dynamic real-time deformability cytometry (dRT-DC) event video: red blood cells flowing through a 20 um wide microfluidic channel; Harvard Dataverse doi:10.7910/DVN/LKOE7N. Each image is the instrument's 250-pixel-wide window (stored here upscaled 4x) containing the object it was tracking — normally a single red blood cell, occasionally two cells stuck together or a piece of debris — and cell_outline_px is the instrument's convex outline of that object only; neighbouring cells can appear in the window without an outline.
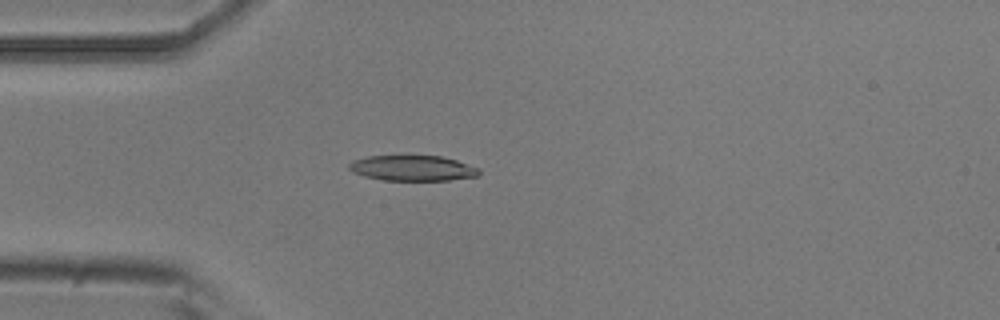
{"species": "common noctule bat (a hibernating species)", "species_latin": "Nyctalus noctula", "temperature_condition": "room temperature", "stored_images_in_passage": 4, "camera_frame_rate_fps": 3000, "um_per_image_px": 0.085, "animal": {"sex": "male", "body_mass_g": 20.5, "forearm_length_mm": 52.5}, "frame": {"image": 1, "passage_image": 4, "time_ms": 1.0, "image_size_px": [1000, 320], "cell_outline_px": [[480, 176], [448, 180], [384, 180], [364, 176], [352, 172], [348, 168], [348, 164], [352, 160], [368, 156], [440, 156], [456, 160], [480, 168]], "centroid_in_image_um": [35.07, 14.29], "position_along_channel_um": 49.9, "area_um2": 19.31}}